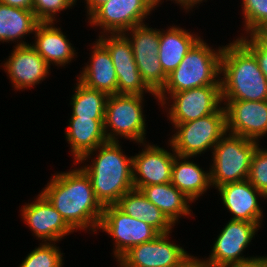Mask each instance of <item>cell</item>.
<instances>
[{"label": "cell", "instance_id": "cell-1", "mask_svg": "<svg viewBox=\"0 0 267 267\" xmlns=\"http://www.w3.org/2000/svg\"><path fill=\"white\" fill-rule=\"evenodd\" d=\"M41 194L61 214L74 230H98L104 207L98 201L91 180L80 167L68 172H57Z\"/></svg>", "mask_w": 267, "mask_h": 267}, {"label": "cell", "instance_id": "cell-2", "mask_svg": "<svg viewBox=\"0 0 267 267\" xmlns=\"http://www.w3.org/2000/svg\"><path fill=\"white\" fill-rule=\"evenodd\" d=\"M121 148L119 141H107L75 163L88 162L96 153L92 164L81 168L90 178L95 196L103 207L116 205L125 193L134 188L132 156L128 158Z\"/></svg>", "mask_w": 267, "mask_h": 267}, {"label": "cell", "instance_id": "cell-3", "mask_svg": "<svg viewBox=\"0 0 267 267\" xmlns=\"http://www.w3.org/2000/svg\"><path fill=\"white\" fill-rule=\"evenodd\" d=\"M221 74L222 100H267V78L255 55L238 38L223 46Z\"/></svg>", "mask_w": 267, "mask_h": 267}, {"label": "cell", "instance_id": "cell-4", "mask_svg": "<svg viewBox=\"0 0 267 267\" xmlns=\"http://www.w3.org/2000/svg\"><path fill=\"white\" fill-rule=\"evenodd\" d=\"M222 50L223 46L215 50L200 39L188 51L179 66L167 75L165 86L157 94V101L162 104L167 100V96L179 91L221 85Z\"/></svg>", "mask_w": 267, "mask_h": 267}, {"label": "cell", "instance_id": "cell-5", "mask_svg": "<svg viewBox=\"0 0 267 267\" xmlns=\"http://www.w3.org/2000/svg\"><path fill=\"white\" fill-rule=\"evenodd\" d=\"M259 142L226 133L214 146L209 168L211 185L217 187L246 180Z\"/></svg>", "mask_w": 267, "mask_h": 267}, {"label": "cell", "instance_id": "cell-6", "mask_svg": "<svg viewBox=\"0 0 267 267\" xmlns=\"http://www.w3.org/2000/svg\"><path fill=\"white\" fill-rule=\"evenodd\" d=\"M144 96L138 94L109 95L104 119L107 141H119L118 137L121 136L120 138L124 137L139 144L146 142Z\"/></svg>", "mask_w": 267, "mask_h": 267}, {"label": "cell", "instance_id": "cell-7", "mask_svg": "<svg viewBox=\"0 0 267 267\" xmlns=\"http://www.w3.org/2000/svg\"><path fill=\"white\" fill-rule=\"evenodd\" d=\"M173 126L176 133L170 137L168 145L172 146L175 153L180 156H201L210 148L213 151L214 146L227 133L225 108L221 106L208 116Z\"/></svg>", "mask_w": 267, "mask_h": 267}, {"label": "cell", "instance_id": "cell-8", "mask_svg": "<svg viewBox=\"0 0 267 267\" xmlns=\"http://www.w3.org/2000/svg\"><path fill=\"white\" fill-rule=\"evenodd\" d=\"M126 32L124 34L129 36L127 38L130 40L134 60L143 81L158 94L167 80L158 57L160 29L141 24Z\"/></svg>", "mask_w": 267, "mask_h": 267}, {"label": "cell", "instance_id": "cell-9", "mask_svg": "<svg viewBox=\"0 0 267 267\" xmlns=\"http://www.w3.org/2000/svg\"><path fill=\"white\" fill-rule=\"evenodd\" d=\"M156 0H109L99 6L89 17L90 26H99L103 34L126 33L129 29L144 24Z\"/></svg>", "mask_w": 267, "mask_h": 267}, {"label": "cell", "instance_id": "cell-10", "mask_svg": "<svg viewBox=\"0 0 267 267\" xmlns=\"http://www.w3.org/2000/svg\"><path fill=\"white\" fill-rule=\"evenodd\" d=\"M114 238V257L118 260L130 248L156 238L159 233L142 220L133 218L116 205L105 206L98 230Z\"/></svg>", "mask_w": 267, "mask_h": 267}, {"label": "cell", "instance_id": "cell-11", "mask_svg": "<svg viewBox=\"0 0 267 267\" xmlns=\"http://www.w3.org/2000/svg\"><path fill=\"white\" fill-rule=\"evenodd\" d=\"M100 35L97 40L108 50L114 64L117 76V94L144 95L149 92L157 99V94L146 85L141 77L127 35L124 33H101Z\"/></svg>", "mask_w": 267, "mask_h": 267}, {"label": "cell", "instance_id": "cell-12", "mask_svg": "<svg viewBox=\"0 0 267 267\" xmlns=\"http://www.w3.org/2000/svg\"><path fill=\"white\" fill-rule=\"evenodd\" d=\"M222 103L221 85H208L173 93L161 106L168 104V120L172 124H180L208 116L216 112Z\"/></svg>", "mask_w": 267, "mask_h": 267}, {"label": "cell", "instance_id": "cell-13", "mask_svg": "<svg viewBox=\"0 0 267 267\" xmlns=\"http://www.w3.org/2000/svg\"><path fill=\"white\" fill-rule=\"evenodd\" d=\"M260 227L257 223L230 219L217 236L207 261L213 267H227L251 260L254 257L242 256V252L255 238Z\"/></svg>", "mask_w": 267, "mask_h": 267}, {"label": "cell", "instance_id": "cell-14", "mask_svg": "<svg viewBox=\"0 0 267 267\" xmlns=\"http://www.w3.org/2000/svg\"><path fill=\"white\" fill-rule=\"evenodd\" d=\"M159 234L151 241L130 248L118 260L119 267H177L188 255L180 245Z\"/></svg>", "mask_w": 267, "mask_h": 267}, {"label": "cell", "instance_id": "cell-15", "mask_svg": "<svg viewBox=\"0 0 267 267\" xmlns=\"http://www.w3.org/2000/svg\"><path fill=\"white\" fill-rule=\"evenodd\" d=\"M226 132L259 142L267 134V100H222Z\"/></svg>", "mask_w": 267, "mask_h": 267}, {"label": "cell", "instance_id": "cell-16", "mask_svg": "<svg viewBox=\"0 0 267 267\" xmlns=\"http://www.w3.org/2000/svg\"><path fill=\"white\" fill-rule=\"evenodd\" d=\"M144 149L132 156L133 185L141 190L144 186L171 182L172 166L175 156L173 150L168 152L162 147L142 143Z\"/></svg>", "mask_w": 267, "mask_h": 267}, {"label": "cell", "instance_id": "cell-17", "mask_svg": "<svg viewBox=\"0 0 267 267\" xmlns=\"http://www.w3.org/2000/svg\"><path fill=\"white\" fill-rule=\"evenodd\" d=\"M34 200L21 207V216L39 241L59 242L63 237L74 232L41 193Z\"/></svg>", "mask_w": 267, "mask_h": 267}, {"label": "cell", "instance_id": "cell-18", "mask_svg": "<svg viewBox=\"0 0 267 267\" xmlns=\"http://www.w3.org/2000/svg\"><path fill=\"white\" fill-rule=\"evenodd\" d=\"M14 48L3 70L7 72L15 90L35 87L47 78L51 67L31 43Z\"/></svg>", "mask_w": 267, "mask_h": 267}, {"label": "cell", "instance_id": "cell-19", "mask_svg": "<svg viewBox=\"0 0 267 267\" xmlns=\"http://www.w3.org/2000/svg\"><path fill=\"white\" fill-rule=\"evenodd\" d=\"M217 188L223 206L233 215L232 220L248 221L261 226L264 216L258 198L264 197L266 199V197L248 179L226 183Z\"/></svg>", "mask_w": 267, "mask_h": 267}, {"label": "cell", "instance_id": "cell-20", "mask_svg": "<svg viewBox=\"0 0 267 267\" xmlns=\"http://www.w3.org/2000/svg\"><path fill=\"white\" fill-rule=\"evenodd\" d=\"M54 25V22H39L33 33L35 42L31 45L49 65L65 66L77 53L62 30Z\"/></svg>", "mask_w": 267, "mask_h": 267}, {"label": "cell", "instance_id": "cell-21", "mask_svg": "<svg viewBox=\"0 0 267 267\" xmlns=\"http://www.w3.org/2000/svg\"><path fill=\"white\" fill-rule=\"evenodd\" d=\"M92 45L90 61L78 76L86 87L103 91L108 95L117 94V76L108 50L96 39Z\"/></svg>", "mask_w": 267, "mask_h": 267}, {"label": "cell", "instance_id": "cell-22", "mask_svg": "<svg viewBox=\"0 0 267 267\" xmlns=\"http://www.w3.org/2000/svg\"><path fill=\"white\" fill-rule=\"evenodd\" d=\"M65 137L70 144L74 163L84 155L107 142L104 120L70 118Z\"/></svg>", "mask_w": 267, "mask_h": 267}, {"label": "cell", "instance_id": "cell-23", "mask_svg": "<svg viewBox=\"0 0 267 267\" xmlns=\"http://www.w3.org/2000/svg\"><path fill=\"white\" fill-rule=\"evenodd\" d=\"M160 31L158 57L166 75L175 70L188 51L201 39L186 29L172 25Z\"/></svg>", "mask_w": 267, "mask_h": 267}, {"label": "cell", "instance_id": "cell-24", "mask_svg": "<svg viewBox=\"0 0 267 267\" xmlns=\"http://www.w3.org/2000/svg\"><path fill=\"white\" fill-rule=\"evenodd\" d=\"M189 156L176 155L172 166L171 183L192 202L210 189V171H204L190 161Z\"/></svg>", "mask_w": 267, "mask_h": 267}, {"label": "cell", "instance_id": "cell-25", "mask_svg": "<svg viewBox=\"0 0 267 267\" xmlns=\"http://www.w3.org/2000/svg\"><path fill=\"white\" fill-rule=\"evenodd\" d=\"M116 206L125 214L146 222L159 234L171 233L173 224L162 211L149 201L141 190L133 188L125 193Z\"/></svg>", "mask_w": 267, "mask_h": 267}, {"label": "cell", "instance_id": "cell-26", "mask_svg": "<svg viewBox=\"0 0 267 267\" xmlns=\"http://www.w3.org/2000/svg\"><path fill=\"white\" fill-rule=\"evenodd\" d=\"M141 192L162 211L174 226L181 216L192 214L188 204L192 201L171 182L144 186Z\"/></svg>", "mask_w": 267, "mask_h": 267}, {"label": "cell", "instance_id": "cell-27", "mask_svg": "<svg viewBox=\"0 0 267 267\" xmlns=\"http://www.w3.org/2000/svg\"><path fill=\"white\" fill-rule=\"evenodd\" d=\"M38 23L33 10L0 3V41L2 43L13 41L17 42L16 46L28 45L29 43L24 42L22 38L27 34H33Z\"/></svg>", "mask_w": 267, "mask_h": 267}, {"label": "cell", "instance_id": "cell-28", "mask_svg": "<svg viewBox=\"0 0 267 267\" xmlns=\"http://www.w3.org/2000/svg\"><path fill=\"white\" fill-rule=\"evenodd\" d=\"M74 92L70 101L72 106L71 118L105 119L108 94L88 88L80 81L76 83Z\"/></svg>", "mask_w": 267, "mask_h": 267}, {"label": "cell", "instance_id": "cell-29", "mask_svg": "<svg viewBox=\"0 0 267 267\" xmlns=\"http://www.w3.org/2000/svg\"><path fill=\"white\" fill-rule=\"evenodd\" d=\"M55 242L40 243L19 267H63V253Z\"/></svg>", "mask_w": 267, "mask_h": 267}, {"label": "cell", "instance_id": "cell-30", "mask_svg": "<svg viewBox=\"0 0 267 267\" xmlns=\"http://www.w3.org/2000/svg\"><path fill=\"white\" fill-rule=\"evenodd\" d=\"M248 181L267 198V149L257 147L249 170Z\"/></svg>", "mask_w": 267, "mask_h": 267}, {"label": "cell", "instance_id": "cell-31", "mask_svg": "<svg viewBox=\"0 0 267 267\" xmlns=\"http://www.w3.org/2000/svg\"><path fill=\"white\" fill-rule=\"evenodd\" d=\"M77 0H33V12L39 22H54L61 11L76 5Z\"/></svg>", "mask_w": 267, "mask_h": 267}, {"label": "cell", "instance_id": "cell-32", "mask_svg": "<svg viewBox=\"0 0 267 267\" xmlns=\"http://www.w3.org/2000/svg\"><path fill=\"white\" fill-rule=\"evenodd\" d=\"M244 27L249 35L260 23L267 19V0H242Z\"/></svg>", "mask_w": 267, "mask_h": 267}, {"label": "cell", "instance_id": "cell-33", "mask_svg": "<svg viewBox=\"0 0 267 267\" xmlns=\"http://www.w3.org/2000/svg\"><path fill=\"white\" fill-rule=\"evenodd\" d=\"M238 39L255 55L261 72L267 78V45L257 43L251 36L247 35Z\"/></svg>", "mask_w": 267, "mask_h": 267}, {"label": "cell", "instance_id": "cell-34", "mask_svg": "<svg viewBox=\"0 0 267 267\" xmlns=\"http://www.w3.org/2000/svg\"><path fill=\"white\" fill-rule=\"evenodd\" d=\"M257 43L267 45V19L260 23L250 34Z\"/></svg>", "mask_w": 267, "mask_h": 267}, {"label": "cell", "instance_id": "cell-35", "mask_svg": "<svg viewBox=\"0 0 267 267\" xmlns=\"http://www.w3.org/2000/svg\"><path fill=\"white\" fill-rule=\"evenodd\" d=\"M177 267H213L207 259H200L188 254Z\"/></svg>", "mask_w": 267, "mask_h": 267}, {"label": "cell", "instance_id": "cell-36", "mask_svg": "<svg viewBox=\"0 0 267 267\" xmlns=\"http://www.w3.org/2000/svg\"><path fill=\"white\" fill-rule=\"evenodd\" d=\"M227 267H267V256L254 257L251 260L232 264Z\"/></svg>", "mask_w": 267, "mask_h": 267}, {"label": "cell", "instance_id": "cell-37", "mask_svg": "<svg viewBox=\"0 0 267 267\" xmlns=\"http://www.w3.org/2000/svg\"><path fill=\"white\" fill-rule=\"evenodd\" d=\"M0 3L26 10H32L33 8V0H0Z\"/></svg>", "mask_w": 267, "mask_h": 267}, {"label": "cell", "instance_id": "cell-38", "mask_svg": "<svg viewBox=\"0 0 267 267\" xmlns=\"http://www.w3.org/2000/svg\"><path fill=\"white\" fill-rule=\"evenodd\" d=\"M171 1H175L177 4L181 5L182 8H184L187 11H190L192 10V8L197 4H200L202 3L203 0H171ZM206 1V0H204ZM162 1L161 0H156V6L159 5V3H161ZM191 8V9H190Z\"/></svg>", "mask_w": 267, "mask_h": 267}, {"label": "cell", "instance_id": "cell-39", "mask_svg": "<svg viewBox=\"0 0 267 267\" xmlns=\"http://www.w3.org/2000/svg\"><path fill=\"white\" fill-rule=\"evenodd\" d=\"M109 0H85L87 8V16H90L99 6L108 2Z\"/></svg>", "mask_w": 267, "mask_h": 267}]
</instances>
